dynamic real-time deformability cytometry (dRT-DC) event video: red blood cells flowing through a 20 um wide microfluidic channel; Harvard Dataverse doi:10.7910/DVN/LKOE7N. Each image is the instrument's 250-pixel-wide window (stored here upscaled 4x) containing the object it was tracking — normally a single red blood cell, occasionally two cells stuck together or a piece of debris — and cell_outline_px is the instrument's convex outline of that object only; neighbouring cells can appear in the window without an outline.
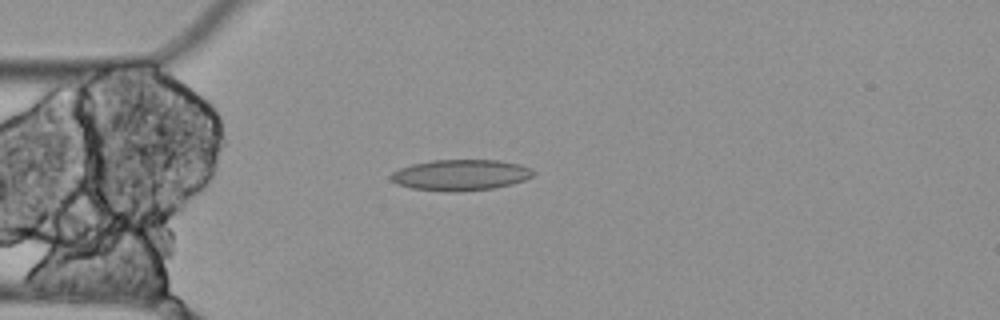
{"species": "Egyptian fruit bat (a non-hibernating species)", "species_latin": "Rousettus aegyptiacus", "temperature_condition": "cold", "stored_images_in_passage": 4, "camera_frame_rate_fps": 3000, "um_per_image_px": 0.085, "animal": {"sex": "female"}, "frame": {"image": 1, "passage_image": 3, "time_ms": 0.667, "image_size_px": [1000, 320], "cell_outline_px": [[536, 172], [532, 176], [524, 180], [512, 184], [492, 188], [412, 188], [396, 184], [388, 176], [392, 172], [400, 168], [412, 164], [432, 160], [500, 160], [520, 164]], "centroid_in_image_um": [39.16, 14.81], "position_along_channel_um": 45.8, "area_um2": 24.45}}